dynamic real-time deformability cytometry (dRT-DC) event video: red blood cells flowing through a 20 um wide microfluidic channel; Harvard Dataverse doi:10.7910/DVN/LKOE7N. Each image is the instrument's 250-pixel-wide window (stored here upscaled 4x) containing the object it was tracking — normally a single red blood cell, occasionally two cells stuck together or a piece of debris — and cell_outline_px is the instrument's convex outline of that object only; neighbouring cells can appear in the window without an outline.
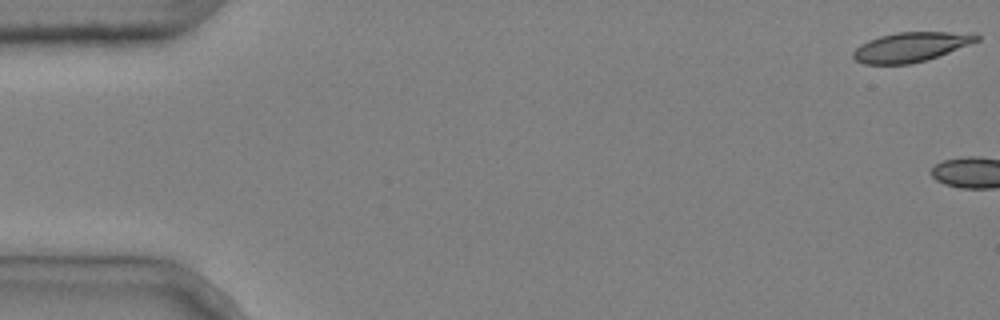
{"species": "common noctule bat (a hibernating species)", "species_latin": "Nyctalus noctula", "temperature_condition": "cold", "stored_images_in_passage": 5, "camera_frame_rate_fps": 3000, "um_per_image_px": 0.085, "animal": {"sex": "male", "body_mass_g": 20.4}, "frame": {"image": 1, "passage_image": 1, "time_ms": 0.0, "image_size_px": [1000, 320], "cell_outline_px": [[980, 40], [948, 52], [912, 64], [864, 64], [856, 60], [852, 56], [852, 52], [860, 44], [868, 40], [880, 36], [896, 32], [976, 32], [980, 36]], "centroid_in_image_um": [77.42, 3.98], "position_along_channel_um": 7.6, "area_um2": 21.27}}
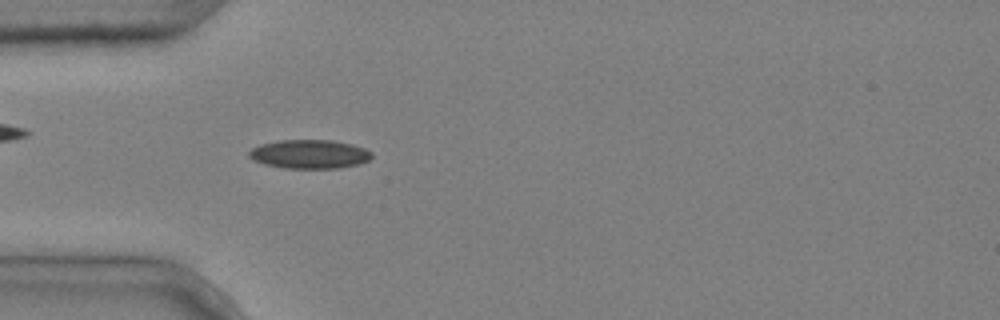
{"frame": {"image": 2, "passage_image": 5, "time_ms": 1.333, "image_size_px": [1000, 320], "cell_outline_px": [[372, 156], [368, 160], [356, 164], [340, 168], [284, 168], [264, 164], [252, 160], [248, 156], [248, 152], [252, 148], [260, 144], [280, 140], [332, 140], [352, 144], [364, 148], [372, 152]], "centroid_in_image_um": [26.27, 13.1], "position_along_channel_um": 58.7, "area_um2": 20.63}}